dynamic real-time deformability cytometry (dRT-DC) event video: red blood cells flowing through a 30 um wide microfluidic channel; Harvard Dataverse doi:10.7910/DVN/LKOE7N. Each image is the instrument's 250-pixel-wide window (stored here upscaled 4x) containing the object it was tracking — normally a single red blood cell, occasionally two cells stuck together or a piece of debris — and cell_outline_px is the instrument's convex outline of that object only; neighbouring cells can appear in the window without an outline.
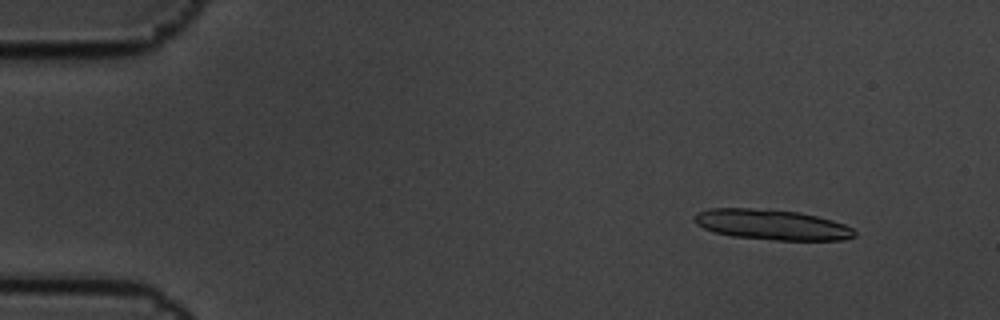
{"species": "common noctule bat (a hibernating species)", "species_latin": "Nyctalus noctula", "temperature_condition": "cold", "stored_images_in_passage": 8, "camera_frame_rate_fps": 3000, "um_per_image_px": 0.085, "animal": {"sex": "male", "body_mass_g": 19.5, "forearm_length_mm": 54.6}, "frame": {"image": 1, "passage_image": 2, "time_ms": 0.333, "image_size_px": [1000, 320], "cell_outline_px": [[856, 236], [844, 240], [776, 240], [732, 236], [712, 232], [696, 224], [692, 220], [692, 216], [696, 212], [708, 208], [748, 208], [800, 212], [832, 220], [844, 224], [852, 228], [856, 232]], "centroid_in_image_um": [65.56, 19.09], "position_along_channel_um": 19.4, "area_um2": 28.5}}
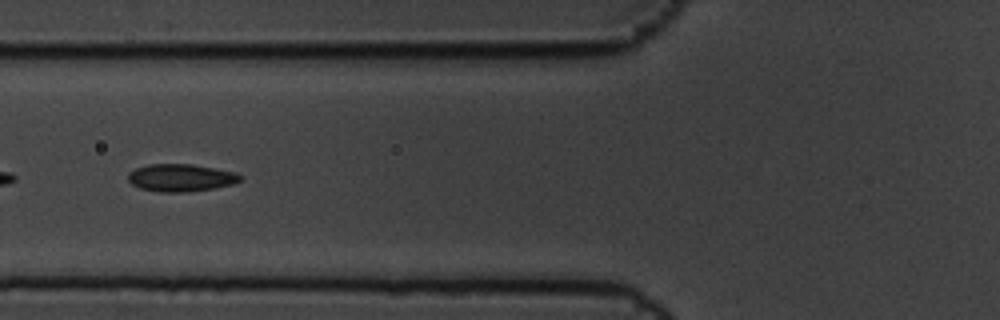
{"frame": {"image": 2, "passage_image": 7, "time_ms": 2.0, "image_size_px": [1000, 320], "cell_outline_px": [[240, 180], [232, 184], [212, 188], [188, 192], [160, 192], [140, 188], [132, 184], [128, 180], [128, 172], [136, 168], [148, 164], [192, 164], [236, 172], [240, 176]], "centroid_in_image_um": [15.33, 15.1], "position_along_channel_um": 110.5, "area_um2": 17.86}}
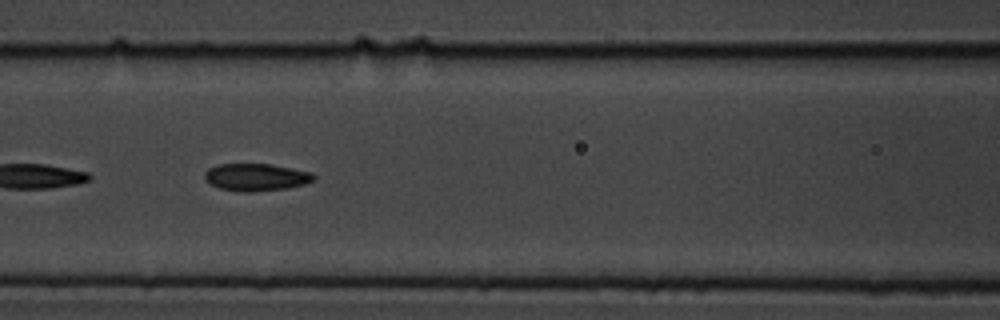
{"frame": {"image": 3, "passage_image": 8, "time_ms": 2.333, "image_size_px": [1000, 320], "cell_outline_px": [[316, 180], [304, 184], [288, 188], [252, 192], [244, 192], [220, 188], [212, 184], [204, 176], [204, 172], [208, 168], [216, 164], [272, 164], [312, 172], [316, 176]], "centroid_in_image_um": [21.81, 15.05], "position_along_channel_um": 144.8, "area_um2": 17.46}}